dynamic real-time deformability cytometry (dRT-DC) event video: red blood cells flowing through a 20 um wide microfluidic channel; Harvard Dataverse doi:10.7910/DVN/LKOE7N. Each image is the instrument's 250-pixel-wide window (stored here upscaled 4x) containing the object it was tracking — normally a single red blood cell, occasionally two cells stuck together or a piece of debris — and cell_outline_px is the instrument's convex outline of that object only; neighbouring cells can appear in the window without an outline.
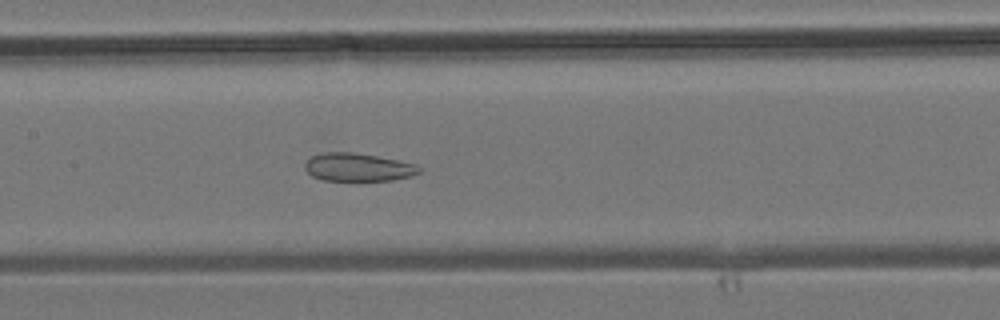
{"species": "common noctule bat (a hibernating species)", "species_latin": "Nyctalus noctula", "temperature_condition": "room temperature", "stored_images_in_passage": 40, "camera_frame_rate_fps": 3000, "um_per_image_px": 0.085, "animal": {"sex": "male", "body_mass_g": 19.2, "forearm_length_mm": 51.8}, "frame": {"image": 1, "passage_image": 21, "time_ms": 6.667, "image_size_px": [1000, 320], "cell_outline_px": [[420, 172], [412, 176], [392, 180], [324, 180], [312, 176], [304, 168], [304, 164], [312, 156], [324, 152], [352, 152], [376, 156], [416, 164], [420, 168]], "centroid_in_image_um": [30.42, 14.21], "position_along_channel_um": 177.0, "area_um2": 18.5}}
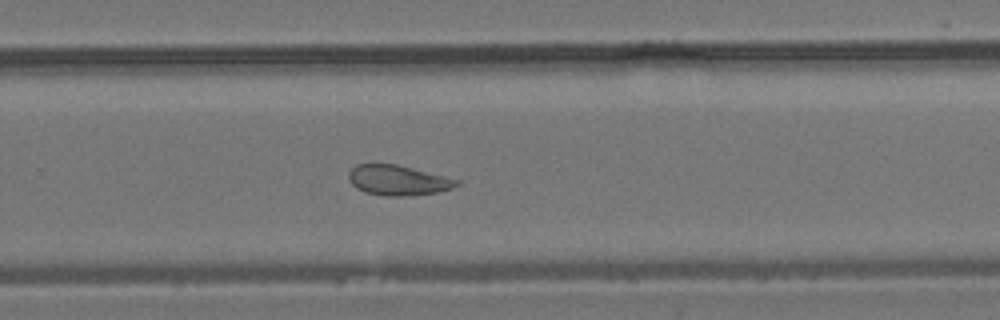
{"frame": {"image": 2, "passage_image": 29, "time_ms": 9.333, "image_size_px": [1000, 320], "cell_outline_px": [[460, 184], [452, 188], [436, 192], [400, 196], [388, 196], [364, 192], [356, 188], [348, 180], [348, 172], [356, 164], [396, 164], [460, 180]], "centroid_in_image_um": [33.79, 15.31], "position_along_channel_um": 296.0, "area_um2": 18.79}}
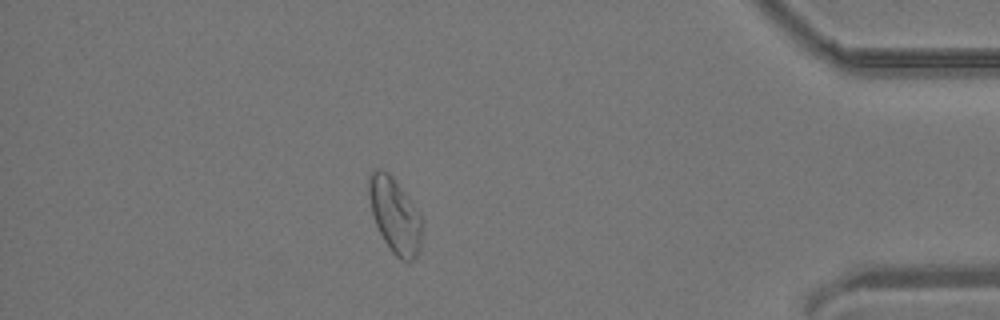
{"frame": {"image": 3, "passage_image": 39, "time_ms": 12.667, "image_size_px": [1000, 320], "cell_outline_px": [[420, 248], [416, 256], [412, 260], [400, 260], [392, 252], [384, 240], [376, 224], [372, 212], [368, 192], [368, 180], [372, 168], [380, 168], [388, 172], [392, 176], [420, 216]], "centroid_in_image_um": [33.51, 18.28], "position_along_channel_um": 401.7, "area_um2": 22.6}}